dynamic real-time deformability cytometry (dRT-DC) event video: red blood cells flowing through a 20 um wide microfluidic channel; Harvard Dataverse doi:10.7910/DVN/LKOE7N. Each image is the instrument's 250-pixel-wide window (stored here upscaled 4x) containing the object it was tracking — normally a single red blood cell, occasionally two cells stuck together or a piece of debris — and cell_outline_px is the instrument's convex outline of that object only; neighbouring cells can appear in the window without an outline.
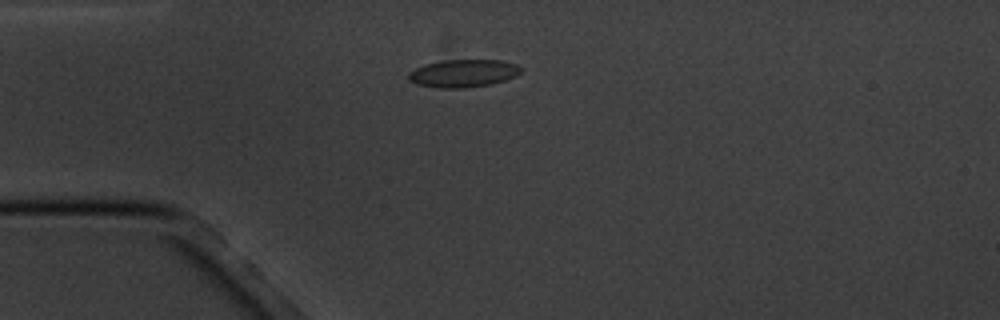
{"species": "common noctule bat (a hibernating species)", "species_latin": "Nyctalus noctula", "temperature_condition": "cold", "stored_images_in_passage": 2, "camera_frame_rate_fps": 3000, "um_per_image_px": 0.085, "animal": {"sex": "male", "body_mass_g": 20.1, "forearm_length_mm": 53.5}, "frame": {"image": 1, "passage_image": 1, "time_ms": 0.0, "image_size_px": [1000, 320], "cell_outline_px": [[524, 68], [516, 76], [492, 84], [464, 88], [436, 88], [416, 84], [408, 80], [408, 72], [424, 64], [444, 60], [500, 60], [516, 64]], "centroid_in_image_um": [39.37, 6.23], "position_along_channel_um": 45.6, "area_um2": 18.32}}
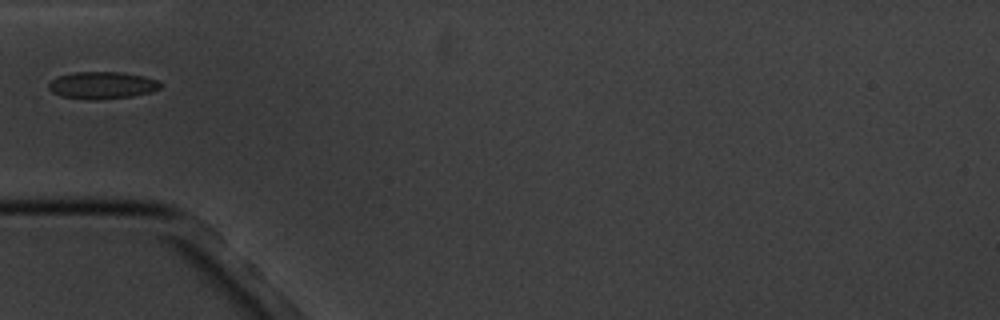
{"frame": {"image": 2, "passage_image": 2, "time_ms": 1.333, "image_size_px": [1000, 320], "cell_outline_px": [[160, 88], [148, 92], [132, 96], [96, 100], [88, 100], [60, 96], [52, 92], [48, 88], [48, 84], [52, 80], [60, 76], [72, 72], [124, 72], [144, 76], [156, 80], [160, 84]], "centroid_in_image_um": [8.64, 7.25], "position_along_channel_um": 76.4, "area_um2": 17.63}}